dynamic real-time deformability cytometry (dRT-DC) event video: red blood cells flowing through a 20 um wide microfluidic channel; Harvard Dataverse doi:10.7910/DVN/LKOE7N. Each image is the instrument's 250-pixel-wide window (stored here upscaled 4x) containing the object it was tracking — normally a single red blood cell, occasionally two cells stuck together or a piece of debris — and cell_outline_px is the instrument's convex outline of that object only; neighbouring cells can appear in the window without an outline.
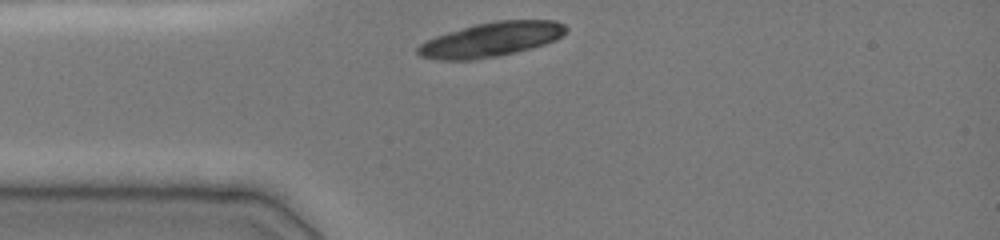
{"species": "common noctule bat (a hibernating species)", "species_latin": "Nyctalus noctula", "temperature_condition": "cold", "stored_images_in_passage": 7, "camera_frame_rate_fps": 3000, "um_per_image_px": 0.085, "animal": {"sex": "female", "body_mass_g": 19.0, "forearm_length_mm": 51.5}, "frame": {"image": 1, "passage_image": 1, "time_ms": 0.0, "image_size_px": [1000, 240], "cell_outline_px": [[568, 28], [556, 40], [532, 48], [516, 52], [476, 60], [436, 60], [420, 56], [416, 52], [416, 48], [420, 44], [436, 36], [448, 32], [476, 24], [496, 20], [556, 20], [564, 24]], "centroid_in_image_um": [41.74, 3.36], "position_along_channel_um": 43.3, "area_um2": 29.71}}
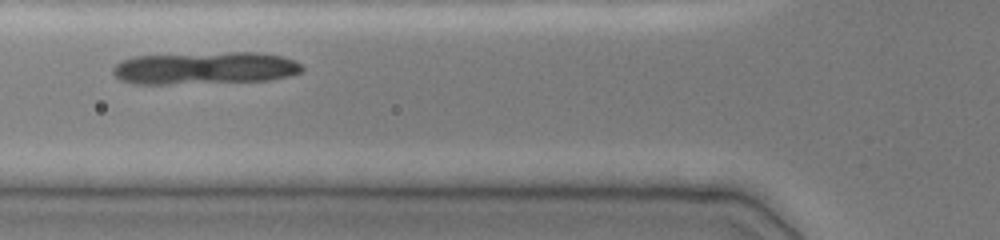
{"frame": {"image": 2, "passage_image": 5, "time_ms": 2.0, "image_size_px": [1000, 240], "cell_outline_px": [[304, 68], [300, 72], [288, 76], [268, 80], [172, 84], [132, 84], [120, 80], [112, 72], [112, 68], [116, 64], [132, 56], [232, 52], [260, 52], [280, 56], [296, 60]], "centroid_in_image_um": [17.4, 5.79], "position_along_channel_um": 108.4, "area_um2": 35.78}}